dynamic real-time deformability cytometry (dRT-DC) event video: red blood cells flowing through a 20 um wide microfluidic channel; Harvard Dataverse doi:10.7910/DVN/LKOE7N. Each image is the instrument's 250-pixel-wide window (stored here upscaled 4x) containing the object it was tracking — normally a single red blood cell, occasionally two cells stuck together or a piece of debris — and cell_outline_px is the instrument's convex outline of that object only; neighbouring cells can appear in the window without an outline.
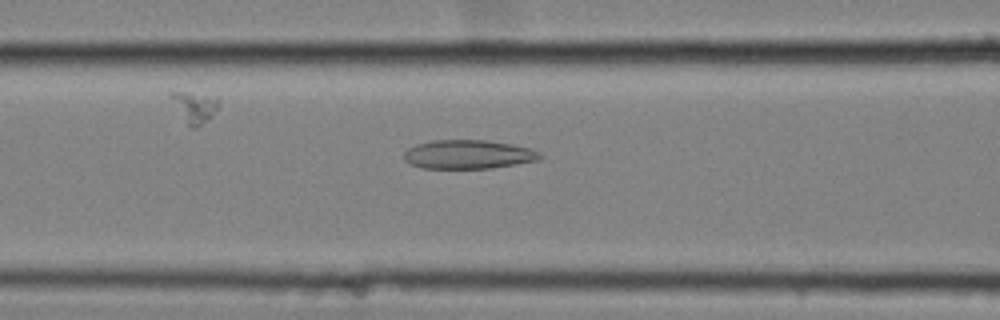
{"species": "common noctule bat (a hibernating species)", "species_latin": "Nyctalus noctula", "temperature_condition": "cold", "stored_images_in_passage": 58, "camera_frame_rate_fps": 3000, "um_per_image_px": 0.085, "animal": {"sex": "female", "body_mass_g": 25.1}, "frame": {"image": 1, "passage_image": 25, "time_ms": 8.0, "image_size_px": [1000, 320], "cell_outline_px": [[544, 156], [536, 160], [516, 164], [492, 168], [420, 168], [404, 160], [404, 152], [408, 148], [416, 144], [432, 140], [488, 140], [512, 144], [532, 148], [540, 152]], "centroid_in_image_um": [39.81, 13.12], "position_along_channel_um": 126.8, "area_um2": 23.0}}
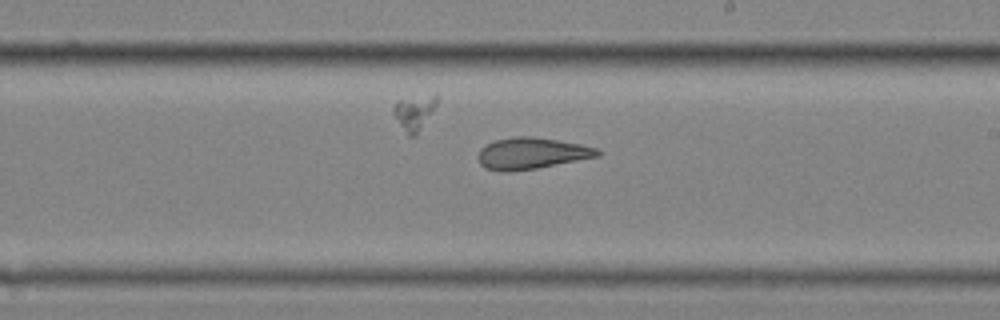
{"frame": {"image": 2, "passage_image": 35, "time_ms": 11.333, "image_size_px": [1000, 320], "cell_outline_px": [[600, 156], [536, 168], [508, 172], [504, 172], [484, 168], [480, 164], [476, 156], [480, 148], [496, 140], [512, 136], [532, 136], [580, 144], [600, 148]], "centroid_in_image_um": [45.16, 13.03], "position_along_channel_um": 243.8, "area_um2": 21.96}}
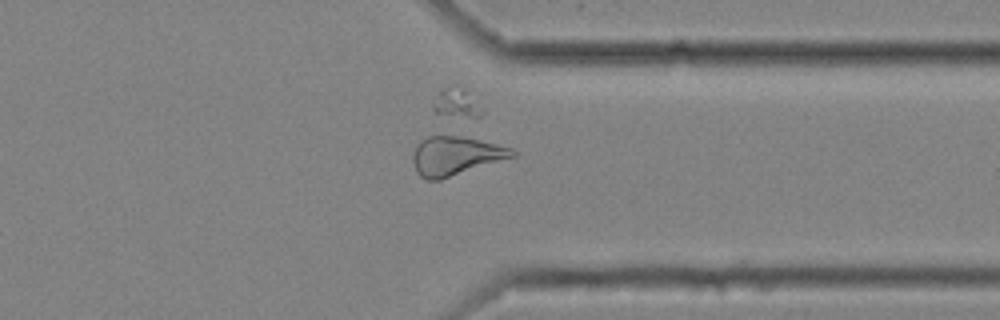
{"frame": {"image": 3, "passage_image": 46, "time_ms": 15.0, "image_size_px": [1000, 320], "cell_outline_px": [[516, 156], [440, 180], [428, 180], [420, 176], [416, 172], [412, 160], [412, 156], [416, 144], [420, 140], [428, 136], [460, 136], [480, 140], [512, 148], [516, 152]], "centroid_in_image_um": [38.7, 13.25], "position_along_channel_um": 372.7, "area_um2": 22.54}, "authors_computed_cell_mechanics": {"area_um2": 26.5591, "velocity_mm_per_s": 3.5153, "shape_relaxation_time_tau1_ms": null, "shape_relaxation_time_tau2_ms": 2.6602, "deformation_change_tau1": null, "deformation_change_tau2": 0.1002}}